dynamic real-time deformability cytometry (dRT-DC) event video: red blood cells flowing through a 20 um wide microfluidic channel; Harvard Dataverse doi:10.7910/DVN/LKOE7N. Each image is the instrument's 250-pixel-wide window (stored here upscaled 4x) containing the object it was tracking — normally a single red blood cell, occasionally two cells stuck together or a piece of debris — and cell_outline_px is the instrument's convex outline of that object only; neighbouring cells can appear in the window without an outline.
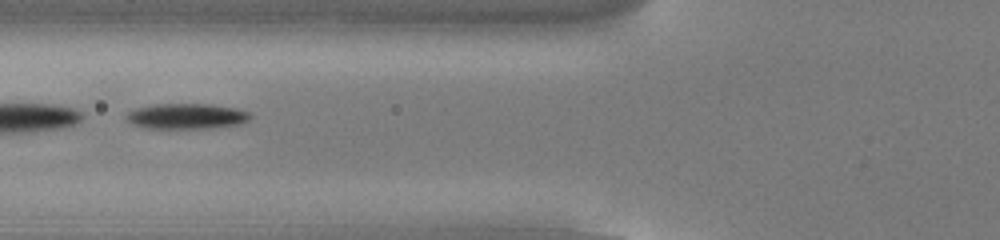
{"species": "common noctule bat (a hibernating species)", "species_latin": "Nyctalus noctula", "temperature_condition": "cold", "stored_images_in_passage": 30, "camera_frame_rate_fps": 3000, "um_per_image_px": 0.085, "animal": {"sex": "male", "body_mass_g": 13.0, "forearm_length_mm": 53.1}, "frame": {"image": 1, "passage_image": 18, "time_ms": 5.667, "image_size_px": [1000, 240], "cell_outline_px": [[252, 116], [248, 120], [240, 124], [212, 128], [140, 128], [124, 120], [124, 116], [128, 112], [136, 108], [156, 104], [208, 104], [236, 108], [248, 112]], "centroid_in_image_um": [15.8, 9.88], "position_along_channel_um": 110.0, "area_um2": 18.55}}